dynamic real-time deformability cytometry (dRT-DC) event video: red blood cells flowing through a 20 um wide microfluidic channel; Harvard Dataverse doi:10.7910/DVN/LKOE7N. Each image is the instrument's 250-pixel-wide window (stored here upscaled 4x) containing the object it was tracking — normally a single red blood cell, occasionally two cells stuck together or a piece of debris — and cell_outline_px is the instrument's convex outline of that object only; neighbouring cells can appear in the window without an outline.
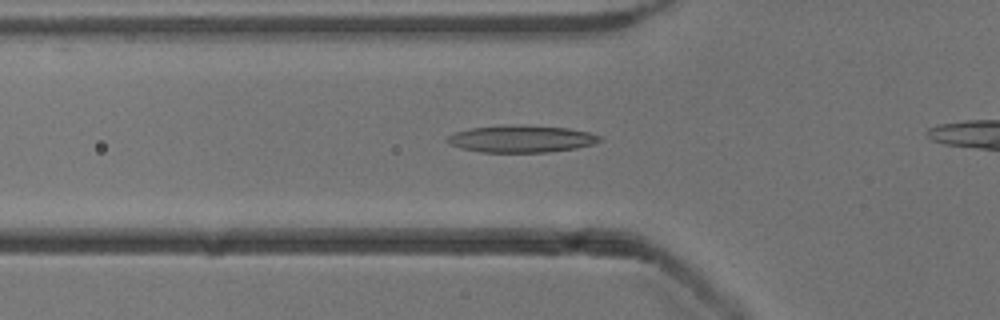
{"species": "common noctule bat (a hibernating species)", "species_latin": "Nyctalus noctula", "temperature_condition": "cold", "stored_images_in_passage": 29, "camera_frame_rate_fps": 3000, "um_per_image_px": 0.085, "animal": {"sex": "male", "body_mass_g": 13.3}, "frame": {"image": 1, "passage_image": 4, "time_ms": 1.0, "image_size_px": [1000, 320], "cell_outline_px": [[604, 140], [592, 144], [576, 148], [548, 152], [480, 152], [460, 148], [448, 144], [444, 140], [448, 136], [456, 132], [472, 128], [508, 124], [568, 128], [588, 132], [600, 136]], "centroid_in_image_um": [44.28, 11.8], "position_along_channel_um": 81.5, "area_um2": 24.1}}
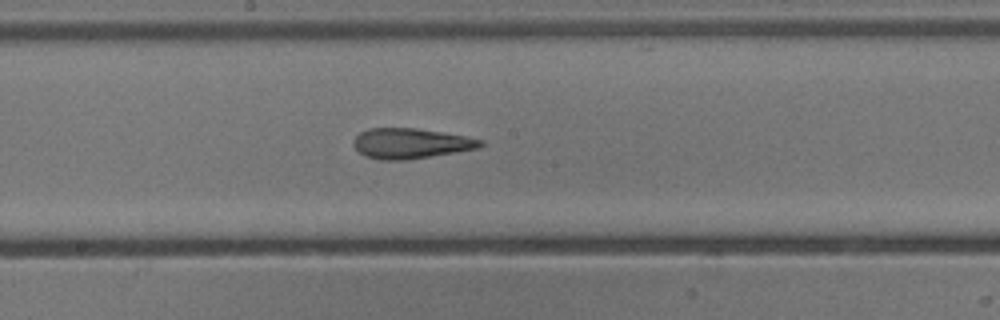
{"frame": {"image": 2, "passage_image": 14, "time_ms": 4.333, "image_size_px": [1000, 320], "cell_outline_px": [[484, 144], [480, 148], [408, 160], [380, 160], [364, 156], [352, 144], [352, 140], [360, 132], [368, 128], [416, 128], [464, 136], [484, 140]], "centroid_in_image_um": [34.89, 12.19], "position_along_channel_um": 213.3, "area_um2": 22.48}}
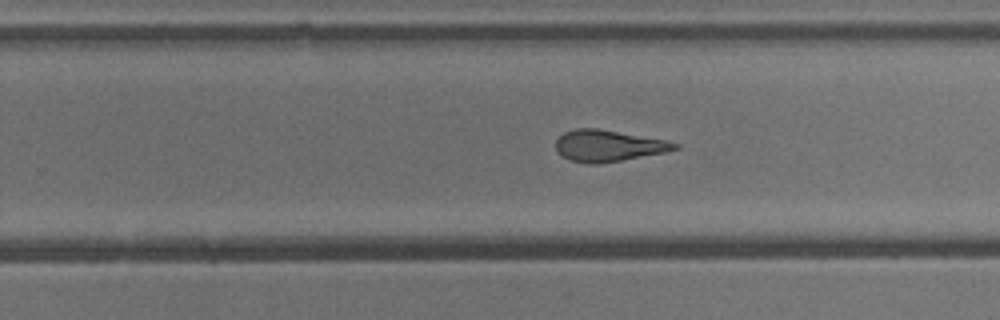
{"frame": {"image": 3, "passage_image": 19, "time_ms": 6.0, "image_size_px": [1000, 320], "cell_outline_px": [[680, 148], [664, 152], [620, 160], [596, 164], [588, 164], [568, 160], [560, 156], [556, 152], [556, 140], [564, 132], [576, 128], [596, 128], [668, 140], [680, 144]], "centroid_in_image_um": [51.67, 12.39], "position_along_channel_um": 278.1, "area_um2": 21.85}}